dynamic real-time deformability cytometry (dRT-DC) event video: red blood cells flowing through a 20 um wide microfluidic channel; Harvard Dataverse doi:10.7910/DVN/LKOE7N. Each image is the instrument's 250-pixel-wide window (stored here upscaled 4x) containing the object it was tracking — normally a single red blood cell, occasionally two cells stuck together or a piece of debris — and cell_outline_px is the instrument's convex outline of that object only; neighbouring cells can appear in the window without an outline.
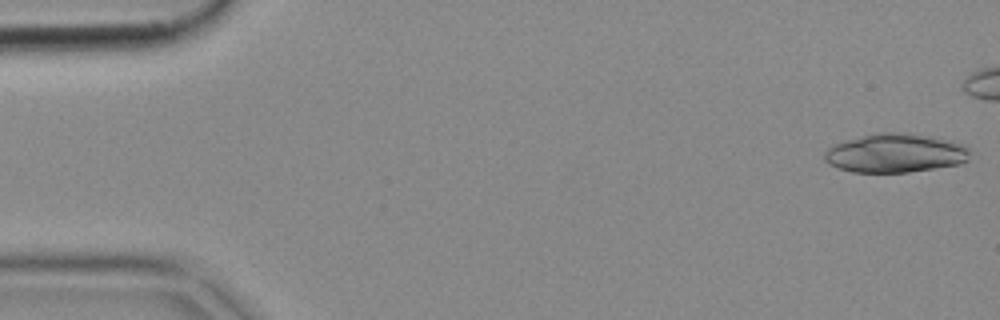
{"species": "common noctule bat (a hibernating species)", "species_latin": "Nyctalus noctula", "temperature_condition": "cold", "stored_images_in_passage": 43, "camera_frame_rate_fps": 3000, "um_per_image_px": 0.085, "animal": {"sex": "female", "body_mass_g": 18.4}, "frame": {"image": 1, "passage_image": 1, "time_ms": 0.0, "image_size_px": [1000, 320], "cell_outline_px": [[972, 148], [968, 160], [960, 164], [908, 172], [852, 172], [828, 164], [824, 160], [824, 152], [828, 148], [844, 140], [876, 132], [908, 132], [928, 136], [964, 144]], "centroid_in_image_um": [76.11, 13.0], "position_along_channel_um": 8.9, "area_um2": 33.18}}
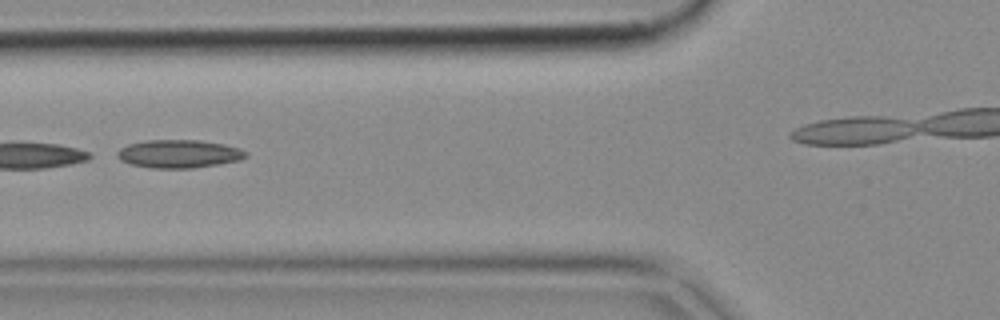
{"frame": {"image": 2, "passage_image": 19, "time_ms": 6.0, "image_size_px": [1000, 320], "cell_outline_px": [[248, 156], [240, 160], [220, 164], [192, 168], [152, 168], [132, 164], [120, 160], [116, 156], [116, 152], [120, 148], [128, 144], [144, 140], [200, 140], [224, 144], [240, 148], [248, 152]], "centroid_in_image_um": [15.22, 13.07], "position_along_channel_um": 110.6, "area_um2": 21.27}}